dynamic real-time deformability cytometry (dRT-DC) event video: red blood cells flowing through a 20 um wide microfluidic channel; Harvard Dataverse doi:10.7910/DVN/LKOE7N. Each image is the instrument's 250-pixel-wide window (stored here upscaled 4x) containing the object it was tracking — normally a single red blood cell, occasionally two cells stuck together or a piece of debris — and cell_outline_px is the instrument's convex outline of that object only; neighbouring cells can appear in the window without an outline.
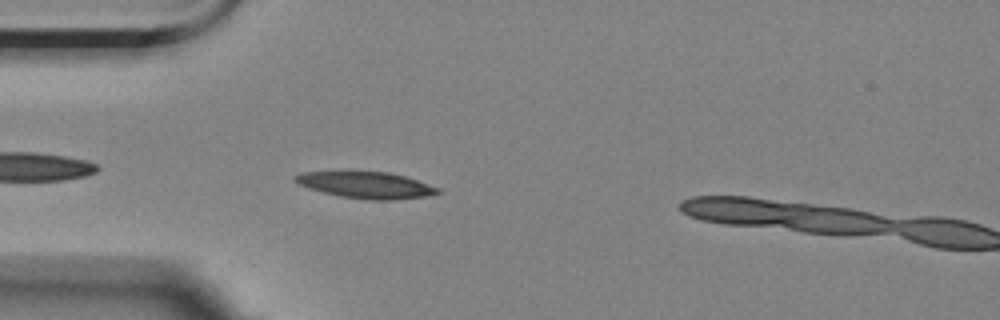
{"species": "Egyptian fruit bat (a non-hibernating species)", "species_latin": "Rousettus aegyptiacus", "temperature_condition": "room temperature", "stored_images_in_passage": 45, "camera_frame_rate_fps": 3000, "um_per_image_px": 0.085, "animal": {"sex": "female"}, "frame": {"image": 1, "passage_image": 3, "time_ms": 0.667, "image_size_px": [1000, 320], "cell_outline_px": [[440, 192], [428, 196], [396, 200], [368, 200], [340, 196], [308, 188], [292, 180], [292, 176], [304, 172], [388, 172], [404, 176], [440, 188]], "centroid_in_image_um": [31.12, 15.74], "position_along_channel_um": 53.9, "area_um2": 21.85}}
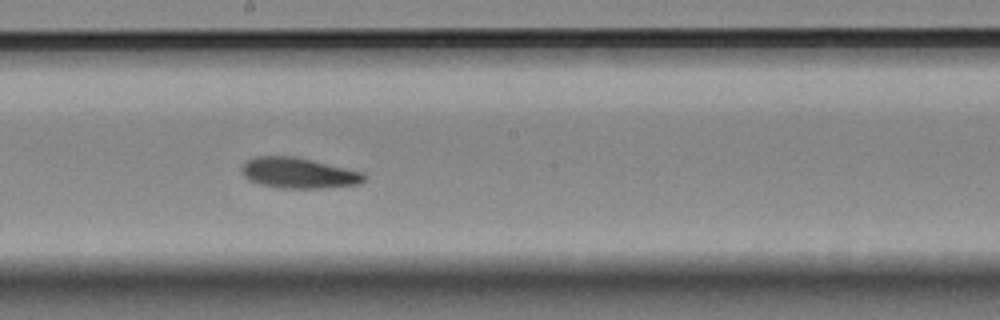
{"frame": {"image": 2, "passage_image": 18, "time_ms": 5.667, "image_size_px": [1000, 320], "cell_outline_px": [[368, 180], [360, 184], [324, 188], [280, 188], [260, 184], [248, 180], [240, 172], [240, 168], [248, 160], [256, 156], [296, 156], [364, 172], [368, 176]], "centroid_in_image_um": [25.42, 14.71], "position_along_channel_um": 222.8, "area_um2": 22.2}}
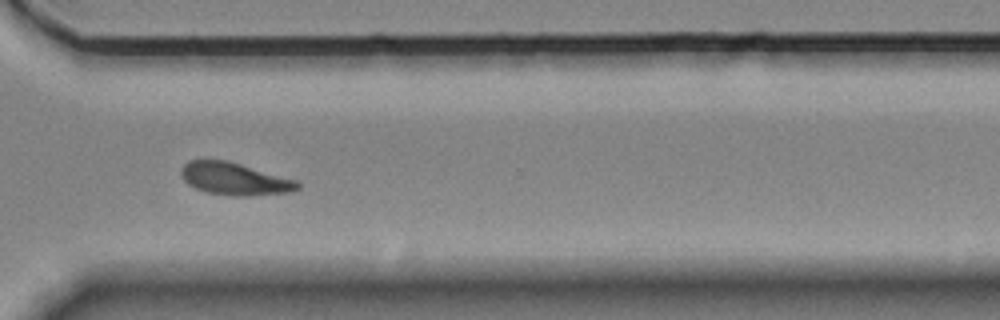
{"frame": {"image": 3, "passage_image": 29, "time_ms": 9.333, "image_size_px": [1000, 320], "cell_outline_px": [[300, 188], [292, 192], [248, 196], [232, 196], [208, 192], [196, 188], [188, 184], [180, 176], [180, 172], [184, 164], [188, 160], [228, 160], [296, 180], [300, 184]], "centroid_in_image_um": [19.94, 15.2], "position_along_channel_um": 350.7, "area_um2": 22.02}, "authors_computed_cell_mechanics": {"area_um2": 21.7906, "velocity_mm_per_s": 3.4924, "shape_relaxation_time_tau1_ms": 3.8955, "shape_relaxation_time_tau2_ms": 4.2857, "deformation_change_tau1": 0.1508, "deformation_change_tau2": 0.108}}